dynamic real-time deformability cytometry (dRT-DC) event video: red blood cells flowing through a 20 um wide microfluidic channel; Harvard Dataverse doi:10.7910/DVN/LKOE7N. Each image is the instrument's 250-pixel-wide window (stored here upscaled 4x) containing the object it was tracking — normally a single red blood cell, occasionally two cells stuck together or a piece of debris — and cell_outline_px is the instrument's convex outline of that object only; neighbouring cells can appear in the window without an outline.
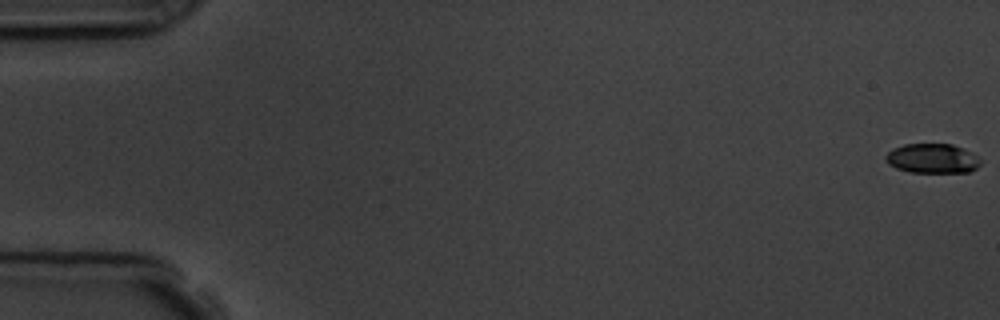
{"species": "common noctule bat (a hibernating species)", "species_latin": "Nyctalus noctula", "temperature_condition": "room temperature", "stored_images_in_passage": 7, "camera_frame_rate_fps": 3000, "um_per_image_px": 0.085, "animal": {"sex": "male", "body_mass_g": 19.5, "forearm_length_mm": 54.6}, "frame": {"image": 1, "passage_image": 1, "time_ms": 0.0, "image_size_px": [1000, 320], "cell_outline_px": [[980, 164], [972, 172], [912, 172], [896, 168], [888, 164], [884, 156], [892, 148], [904, 144], [952, 144], [964, 148], [976, 156], [980, 160]], "centroid_in_image_um": [79.24, 13.46], "position_along_channel_um": 5.8, "area_um2": 16.36}}
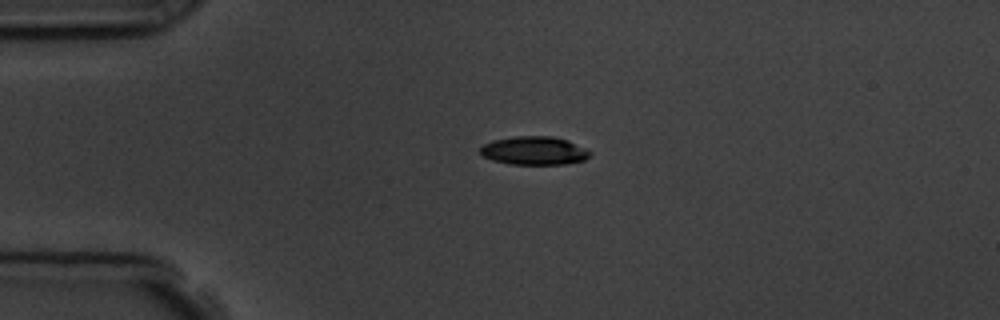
{"frame": {"image": 2, "passage_image": 5, "time_ms": 4.333, "image_size_px": [1000, 320], "cell_outline_px": [[592, 152], [584, 160], [564, 164], [508, 164], [492, 160], [484, 156], [480, 152], [480, 148], [484, 144], [492, 140], [516, 136], [552, 136], [568, 140]], "centroid_in_image_um": [45.39, 12.8], "position_along_channel_um": 39.6, "area_um2": 18.09}}